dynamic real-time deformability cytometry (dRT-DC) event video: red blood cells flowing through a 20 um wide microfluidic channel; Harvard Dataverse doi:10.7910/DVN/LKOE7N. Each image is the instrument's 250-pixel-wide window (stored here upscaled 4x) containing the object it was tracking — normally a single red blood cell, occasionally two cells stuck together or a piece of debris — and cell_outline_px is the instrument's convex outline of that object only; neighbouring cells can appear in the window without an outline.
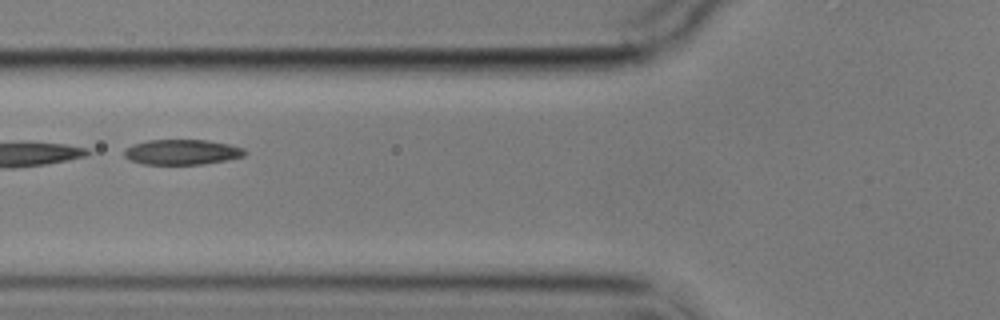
{"species": "common noctule bat (a hibernating species)", "species_latin": "Nyctalus noctula", "temperature_condition": "cold", "stored_images_in_passage": 10, "camera_frame_rate_fps": 3000, "um_per_image_px": 0.085, "animal": {"sex": "male", "body_mass_g": 17.9}, "frame": {"image": 1, "passage_image": 6, "time_ms": 5.667, "image_size_px": [1000, 320], "cell_outline_px": [[248, 152], [244, 156], [204, 164], [144, 164], [128, 160], [124, 156], [124, 148], [132, 144], [148, 140], [208, 140], [228, 144], [244, 148]], "centroid_in_image_um": [15.44, 12.92], "position_along_channel_um": 110.4, "area_um2": 17.8}}
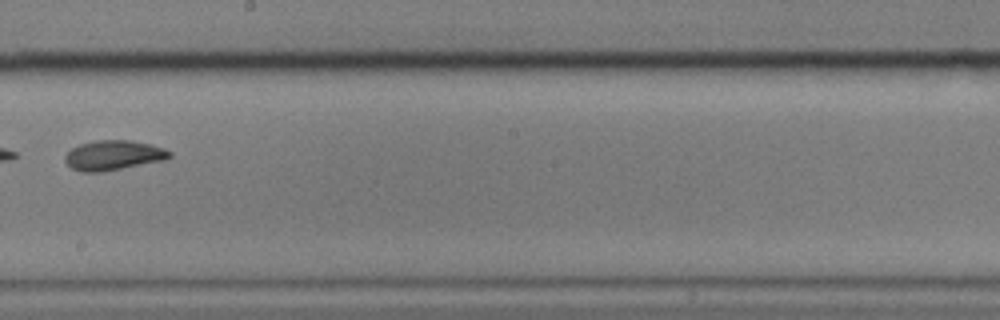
{"frame": {"image": 2, "passage_image": 9, "time_ms": 9.333, "image_size_px": [1000, 320], "cell_outline_px": [[172, 156], [164, 160], [104, 172], [80, 172], [72, 168], [64, 160], [64, 156], [72, 148], [80, 144], [96, 140], [132, 140], [164, 148], [172, 152]], "centroid_in_image_um": [9.64, 13.2], "position_along_channel_um": 238.6, "area_um2": 18.21}}
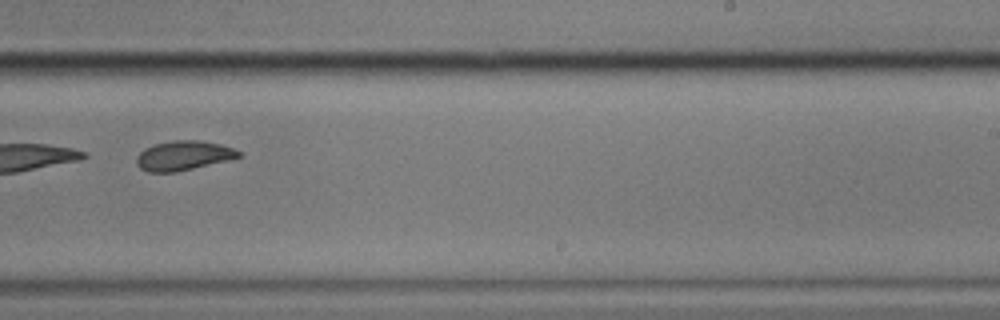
{"frame": {"image": 3, "passage_image": 10, "time_ms": 10.333, "image_size_px": [1000, 320], "cell_outline_px": [[240, 156], [228, 160], [176, 172], [148, 172], [140, 168], [136, 164], [136, 156], [144, 148], [156, 144], [172, 140], [196, 140], [220, 144], [232, 148], [240, 152]], "centroid_in_image_um": [15.54, 13.23], "position_along_channel_um": 273.5, "area_um2": 17.4}}